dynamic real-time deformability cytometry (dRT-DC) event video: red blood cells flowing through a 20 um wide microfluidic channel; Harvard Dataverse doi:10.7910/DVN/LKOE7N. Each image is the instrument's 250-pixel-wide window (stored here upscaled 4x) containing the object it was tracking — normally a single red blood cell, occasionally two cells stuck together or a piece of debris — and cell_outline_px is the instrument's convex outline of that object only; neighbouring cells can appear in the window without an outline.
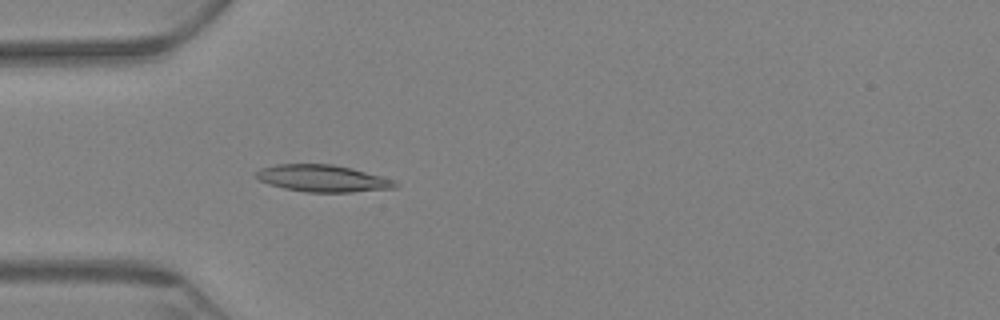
{"species": "Egyptian fruit bat (a non-hibernating species)", "species_latin": "Rousettus aegyptiacus", "temperature_condition": "warm", "stored_images_in_passage": 63, "camera_frame_rate_fps": 3000, "um_per_image_px": 0.085, "animal": {"sex": "female"}, "frame": {"image": 1, "passage_image": 17, "time_ms": 5.333, "image_size_px": [1000, 320], "cell_outline_px": [[400, 184], [396, 188], [352, 192], [304, 192], [284, 188], [268, 184], [252, 176], [260, 168], [276, 164], [332, 164], [352, 168], [396, 180]], "centroid_in_image_um": [27.43, 15.16], "position_along_channel_um": 57.6, "area_um2": 22.08}}
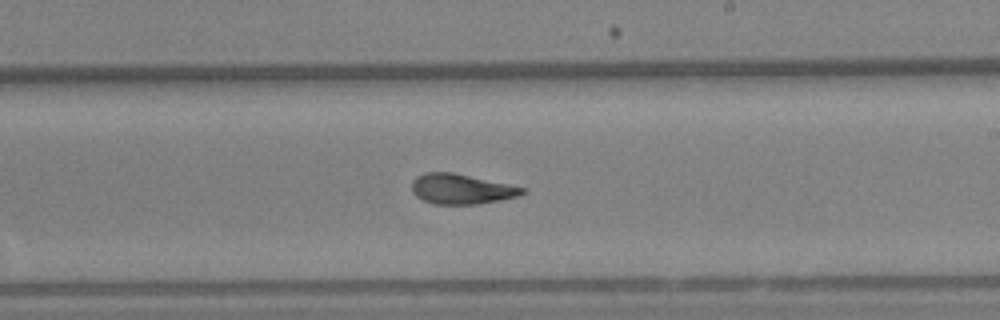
{"frame": {"image": 2, "passage_image": 36, "time_ms": 11.667, "image_size_px": [1000, 320], "cell_outline_px": [[528, 192], [516, 196], [500, 200], [476, 204], [436, 204], [424, 200], [416, 196], [412, 192], [412, 180], [416, 176], [424, 172], [452, 172], [528, 188]], "centroid_in_image_um": [39.22, 16.05], "position_along_channel_um": 249.8, "area_um2": 19.42}}
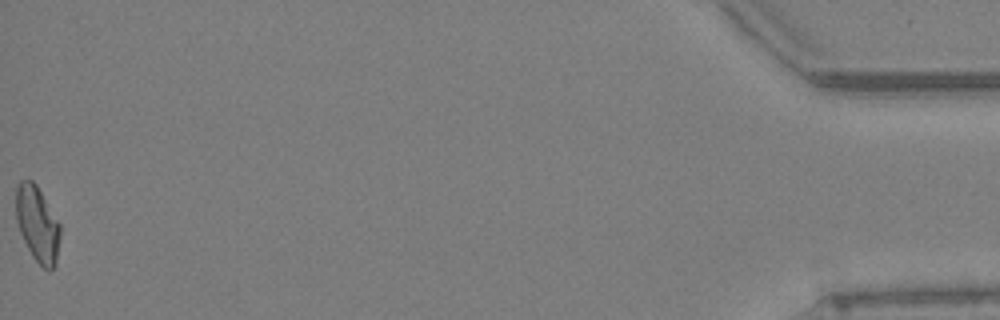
{"frame": {"image": 3, "passage_image": 63, "time_ms": 20.667, "image_size_px": [1000, 320], "cell_outline_px": [[60, 236], [56, 260], [52, 268], [48, 272], [32, 256], [20, 232], [16, 220], [16, 188], [20, 180], [32, 180], [36, 184], [60, 224]], "centroid_in_image_um": [3.17, 19.03], "position_along_channel_um": 432.0, "area_um2": 19.25}, "authors_computed_cell_mechanics": {"area_um2": 19.7676, "velocity_mm_per_s": 3.1174, "shape_relaxation_time_tau1_ms": 9.5017, "shape_relaxation_time_tau2_ms": 2.6031, "deformation_change_tau1": 0.241, "deformation_change_tau2": 0.101}}